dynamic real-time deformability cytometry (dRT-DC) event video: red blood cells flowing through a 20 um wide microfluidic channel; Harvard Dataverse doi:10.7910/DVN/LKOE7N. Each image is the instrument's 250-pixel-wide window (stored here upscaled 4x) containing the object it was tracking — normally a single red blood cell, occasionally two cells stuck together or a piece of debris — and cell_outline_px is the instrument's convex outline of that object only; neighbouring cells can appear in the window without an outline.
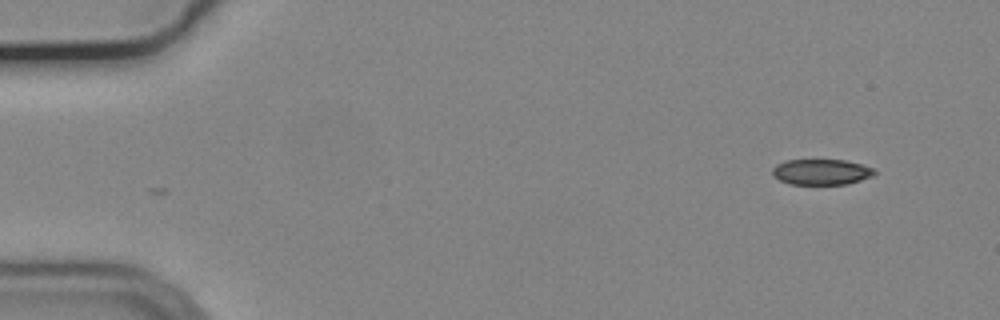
{"species": "common noctule bat (a hibernating species)", "species_latin": "Nyctalus noctula", "temperature_condition": "cold", "stored_images_in_passage": 2, "camera_frame_rate_fps": 3000, "um_per_image_px": 0.085, "animal": {"sex": "male", "body_mass_g": 19.2, "forearm_length_mm": 51.8}, "frame": {"image": 1, "passage_image": 1, "time_ms": 0.0, "image_size_px": [1000, 320], "cell_outline_px": [[876, 172], [872, 176], [848, 184], [788, 184], [772, 176], [772, 168], [776, 164], [788, 160], [844, 160], [860, 164], [872, 168]], "centroid_in_image_um": [69.77, 14.62], "position_along_channel_um": 15.2, "area_um2": 15.2}}